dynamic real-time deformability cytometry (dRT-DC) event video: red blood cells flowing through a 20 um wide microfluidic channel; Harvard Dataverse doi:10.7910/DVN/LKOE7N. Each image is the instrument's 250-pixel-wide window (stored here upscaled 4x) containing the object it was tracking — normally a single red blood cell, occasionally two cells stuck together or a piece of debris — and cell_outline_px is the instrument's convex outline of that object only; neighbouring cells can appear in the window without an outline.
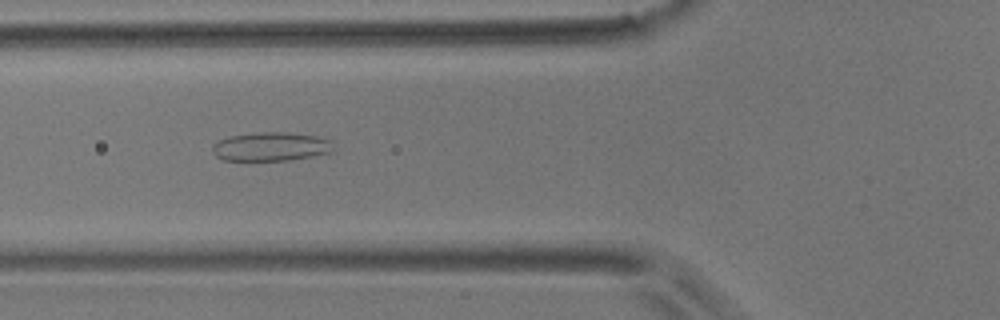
{"species": "common noctule bat (a hibernating species)", "species_latin": "Nyctalus noctula", "temperature_condition": "room temperature", "stored_images_in_passage": 38, "camera_frame_rate_fps": 3000, "um_per_image_px": 0.085, "animal": {"sex": "male", "body_mass_g": 17.9}, "frame": {"image": 1, "passage_image": 4, "time_ms": 1.0, "image_size_px": [1000, 320], "cell_outline_px": [[332, 152], [312, 156], [288, 160], [224, 160], [216, 156], [212, 152], [212, 144], [220, 140], [232, 136], [260, 132], [284, 132], [316, 136], [332, 140]], "centroid_in_image_um": [23.03, 12.46], "position_along_channel_um": 102.8, "area_um2": 20.11}}
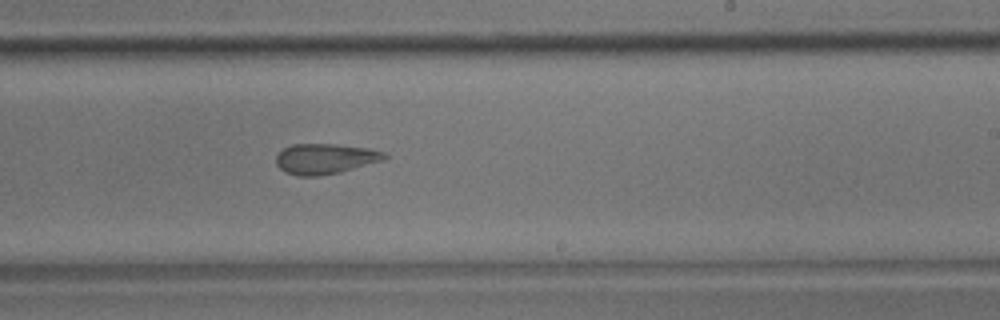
{"frame": {"image": 2, "passage_image": 17, "time_ms": 5.333, "image_size_px": [1000, 320], "cell_outline_px": [[388, 156], [384, 160], [340, 172], [320, 176], [296, 176], [284, 172], [276, 164], [276, 156], [284, 148], [292, 144], [336, 144], [368, 148], [384, 152]], "centroid_in_image_um": [27.62, 13.5], "position_along_channel_um": 261.4, "area_um2": 19.25}}
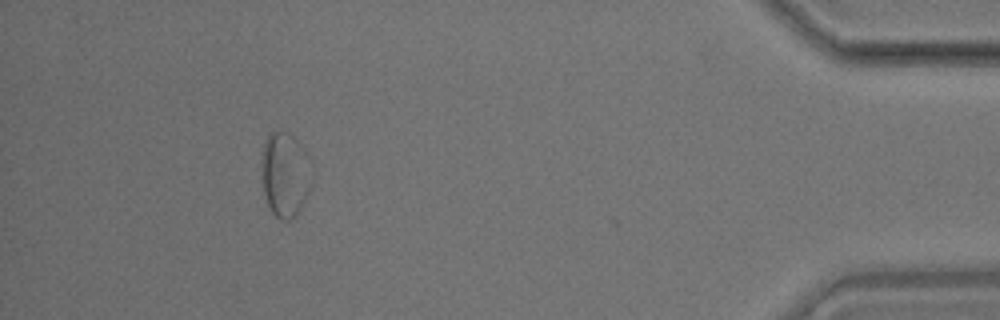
{"frame": {"image": 3, "passage_image": 34, "time_ms": 11.0, "image_size_px": [1000, 320], "cell_outline_px": [[308, 192], [296, 216], [288, 220], [280, 220], [272, 212], [264, 196], [264, 140], [268, 132], [288, 132], [296, 140], [308, 188]], "centroid_in_image_um": [24.11, 14.92], "position_along_channel_um": 411.1, "area_um2": 22.2}, "authors_computed_cell_mechanics": {"area_um2": 19.2185, "velocity_mm_per_s": 3.6507, "shape_relaxation_time_tau1_ms": null, "shape_relaxation_time_tau2_ms": 1.8697, "deformation_change_tau1": null, "deformation_change_tau2": 0.1032}}